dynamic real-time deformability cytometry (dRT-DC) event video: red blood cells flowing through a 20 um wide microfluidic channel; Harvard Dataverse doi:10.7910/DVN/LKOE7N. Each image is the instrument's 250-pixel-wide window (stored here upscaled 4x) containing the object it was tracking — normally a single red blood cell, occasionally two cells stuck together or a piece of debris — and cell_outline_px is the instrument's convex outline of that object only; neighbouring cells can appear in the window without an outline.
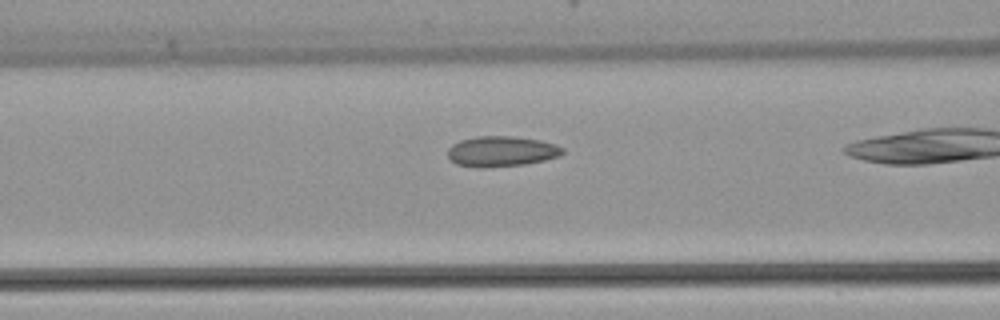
{"species": "common noctule bat (a hibernating species)", "species_latin": "Nyctalus noctula", "temperature_condition": "warm", "stored_images_in_passage": 28, "camera_frame_rate_fps": 3000, "um_per_image_px": 0.085, "animal": {"sex": "female", "body_mass_g": 22.7, "forearm_length_mm": 54.2}, "frame": {"image": 1, "passage_image": 9, "time_ms": 2.667, "image_size_px": [1000, 320], "cell_outline_px": [[564, 152], [560, 156], [544, 160], [524, 164], [484, 168], [476, 168], [456, 164], [448, 156], [448, 148], [452, 144], [460, 140], [476, 136], [512, 136], [540, 140], [556, 144], [564, 148]], "centroid_in_image_um": [42.62, 12.86], "position_along_channel_um": 124.0, "area_um2": 20.52}}